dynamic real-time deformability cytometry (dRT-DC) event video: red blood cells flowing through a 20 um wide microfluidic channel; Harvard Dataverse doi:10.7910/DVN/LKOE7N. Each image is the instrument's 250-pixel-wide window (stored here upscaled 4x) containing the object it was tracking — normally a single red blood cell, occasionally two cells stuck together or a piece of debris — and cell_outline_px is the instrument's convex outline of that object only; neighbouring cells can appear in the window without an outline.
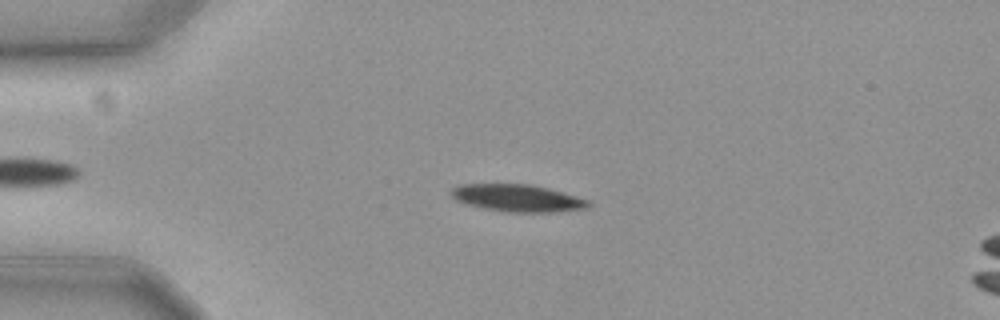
{"species": "common noctule bat (a hibernating species)", "species_latin": "Nyctalus noctula", "temperature_condition": "cold", "stored_images_in_passage": 52, "camera_frame_rate_fps": 3000, "um_per_image_px": 0.085, "animal": {"sex": "female", "body_mass_g": 19.3, "forearm_length_mm": 54.1}, "frame": {"image": 1, "passage_image": 14, "time_ms": 4.333, "image_size_px": [1000, 320], "cell_outline_px": [[592, 204], [588, 208], [556, 212], [504, 212], [484, 208], [468, 204], [456, 200], [452, 196], [452, 188], [460, 184], [532, 184], [548, 188], [588, 200]], "centroid_in_image_um": [44.01, 16.84], "position_along_channel_um": 41.0, "area_um2": 21.68}}
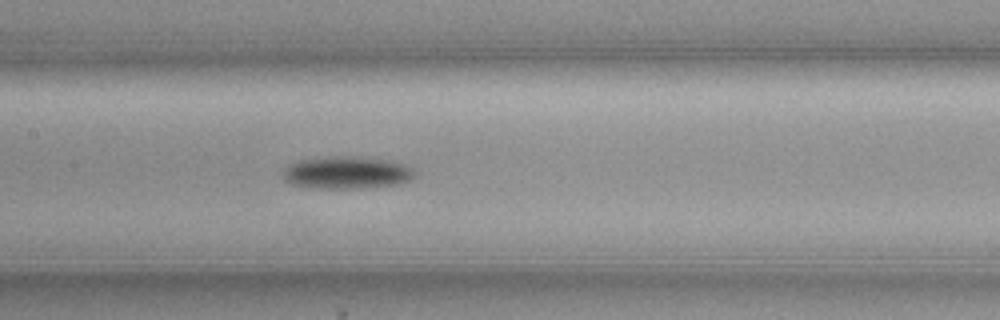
{"frame": {"image": 2, "passage_image": 28, "time_ms": 9.0, "image_size_px": [1000, 320], "cell_outline_px": [[416, 176], [408, 180], [396, 184], [360, 188], [312, 188], [292, 184], [284, 180], [284, 168], [300, 160], [328, 156], [356, 156], [392, 160], [404, 164], [412, 168], [416, 172]], "centroid_in_image_um": [29.5, 14.66], "position_along_channel_um": 177.9, "area_um2": 24.91}}
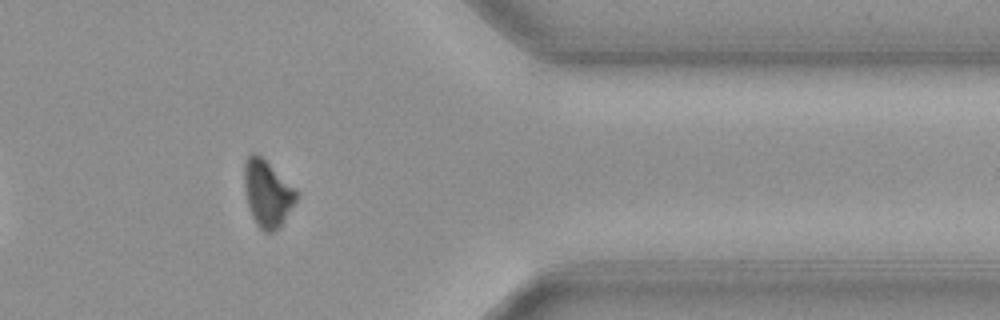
{"frame": {"image": 3, "passage_image": 47, "time_ms": 15.333, "image_size_px": [1000, 320], "cell_outline_px": [[296, 200], [280, 224], [272, 232], [264, 232], [256, 224], [252, 216], [248, 204], [244, 184], [244, 164], [248, 156], [252, 152], [256, 152], [296, 192]], "centroid_in_image_um": [22.66, 16.45], "position_along_channel_um": 388.7, "area_um2": 19.13}, "authors_computed_cell_mechanics": {"area_um2": 21.9062, "velocity_mm_per_s": 3.6126, "shape_relaxation_time_tau1_ms": 3.9246, "shape_relaxation_time_tau2_ms": null, "deformation_change_tau1": 0.1118, "deformation_change_tau2": null}}